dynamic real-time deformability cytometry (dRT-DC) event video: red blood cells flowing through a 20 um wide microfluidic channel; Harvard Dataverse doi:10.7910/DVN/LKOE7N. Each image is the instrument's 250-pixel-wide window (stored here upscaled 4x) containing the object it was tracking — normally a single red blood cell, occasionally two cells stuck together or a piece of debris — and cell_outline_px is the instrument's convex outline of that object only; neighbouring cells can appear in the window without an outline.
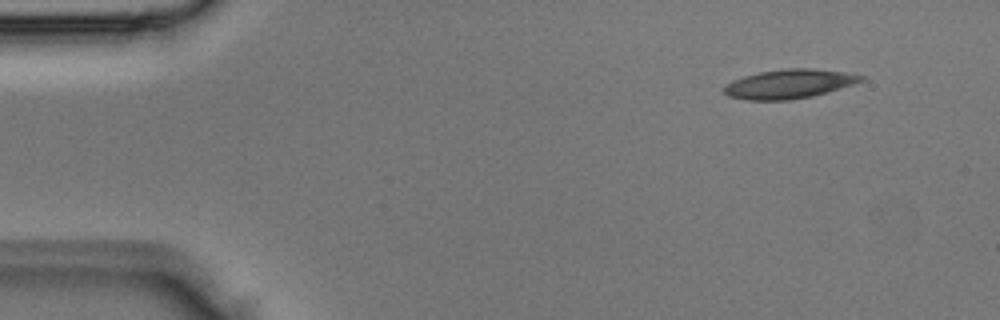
{"species": "Egyptian fruit bat (a non-hibernating species)", "species_latin": "Rousettus aegyptiacus", "temperature_condition": "room temperature", "stored_images_in_passage": 3, "camera_frame_rate_fps": 3000, "um_per_image_px": 0.085, "animal": {"sex": "male"}, "frame": {"image": 1, "passage_image": 1, "time_ms": 0.0, "image_size_px": [1000, 320], "cell_outline_px": [[864, 80], [828, 92], [812, 96], [792, 100], [748, 100], [728, 96], [720, 88], [732, 80], [744, 76], [760, 72], [784, 68], [816, 68], [844, 72], [864, 76]], "centroid_in_image_um": [67.04, 7.13], "position_along_channel_um": 18.0, "area_um2": 23.35}}
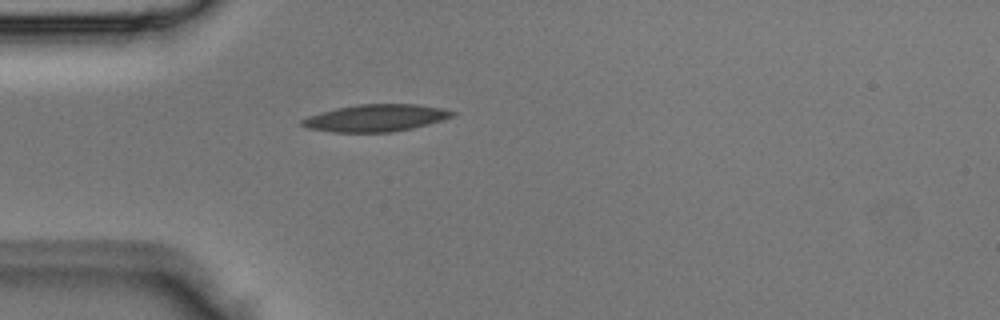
{"frame": {"image": 2, "passage_image": 3, "time_ms": 0.667, "image_size_px": [1000, 320], "cell_outline_px": [[456, 112], [452, 116], [428, 124], [412, 128], [392, 132], [332, 132], [308, 128], [300, 124], [300, 120], [308, 116], [320, 112], [336, 108], [356, 104], [416, 104], [440, 108]], "centroid_in_image_um": [31.88, 10.02], "position_along_channel_um": 53.1, "area_um2": 23.58}}